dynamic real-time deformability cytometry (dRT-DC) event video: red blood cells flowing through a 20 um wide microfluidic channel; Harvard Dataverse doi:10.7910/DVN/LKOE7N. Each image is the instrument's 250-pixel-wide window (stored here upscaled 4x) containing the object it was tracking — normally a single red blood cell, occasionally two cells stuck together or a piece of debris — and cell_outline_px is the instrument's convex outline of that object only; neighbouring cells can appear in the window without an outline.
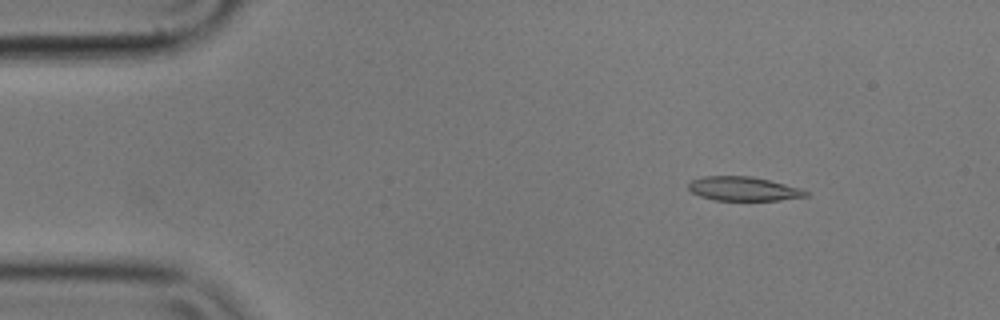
{"species": "common noctule bat (a hibernating species)", "species_latin": "Nyctalus noctula", "temperature_condition": "cold", "stored_images_in_passage": 14, "camera_frame_rate_fps": 3000, "um_per_image_px": 0.085, "animal": {"sex": "male", "body_mass_g": 17.9}, "frame": {"image": 1, "passage_image": 2, "time_ms": 0.333, "image_size_px": [1000, 320], "cell_outline_px": [[808, 196], [780, 200], [716, 200], [700, 196], [692, 192], [688, 188], [688, 184], [692, 180], [704, 176], [752, 176], [800, 188], [808, 192]], "centroid_in_image_um": [63.18, 16.04], "position_along_channel_um": 21.8, "area_um2": 16.3}}
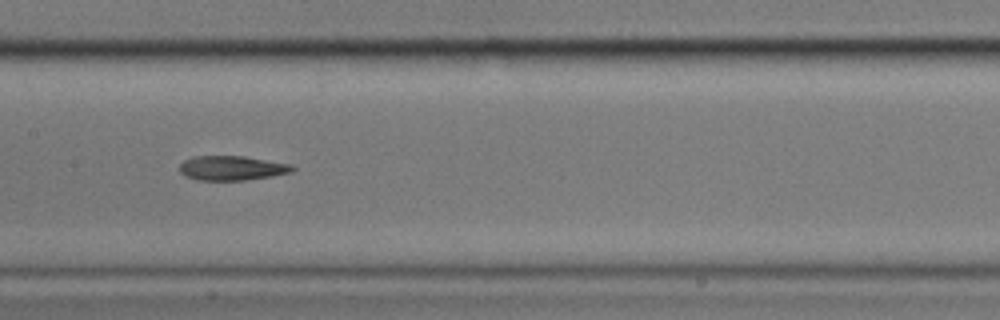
{"frame": {"image": 2, "passage_image": 7, "time_ms": 2.0, "image_size_px": [1000, 320], "cell_outline_px": [[296, 168], [292, 172], [272, 176], [244, 180], [196, 180], [184, 176], [180, 172], [180, 164], [184, 160], [192, 156], [244, 156], [292, 164]], "centroid_in_image_um": [19.71, 14.28], "position_along_channel_um": 187.7, "area_um2": 16.24}}
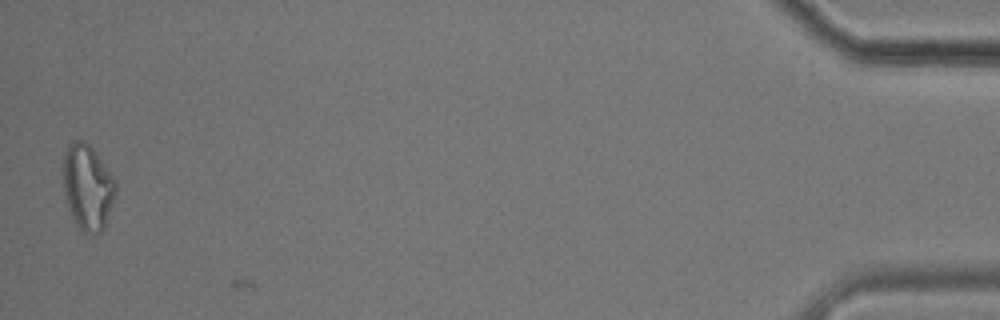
{"frame": {"image": 3, "passage_image": 14, "time_ms": 4.333, "image_size_px": [1000, 320], "cell_outline_px": [[116, 192], [104, 228], [100, 232], [92, 236], [80, 232], [68, 208], [64, 192], [64, 148], [72, 140], [84, 140], [92, 148], [116, 180]], "centroid_in_image_um": [7.44, 15.93], "position_along_channel_um": 427.8, "area_um2": 26.3}}